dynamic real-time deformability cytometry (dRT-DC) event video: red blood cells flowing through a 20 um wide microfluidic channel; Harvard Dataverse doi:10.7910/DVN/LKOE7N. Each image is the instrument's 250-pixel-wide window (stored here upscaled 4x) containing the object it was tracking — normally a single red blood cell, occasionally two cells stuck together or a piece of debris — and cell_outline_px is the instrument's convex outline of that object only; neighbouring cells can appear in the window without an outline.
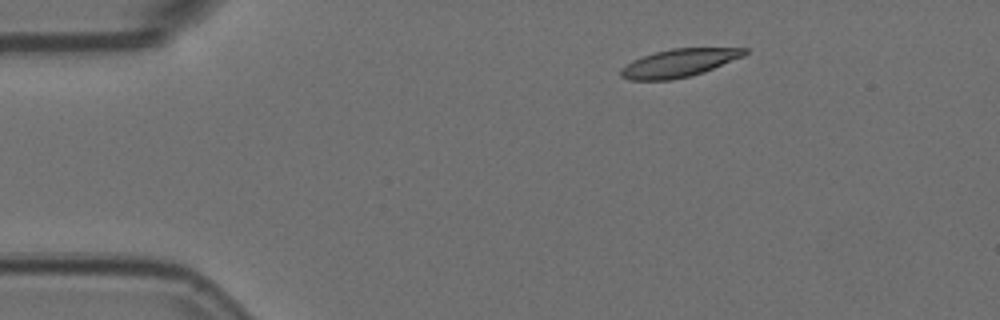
{"species": "Egyptian fruit bat (a non-hibernating species)", "species_latin": "Rousettus aegyptiacus", "temperature_condition": "room temperature", "stored_images_in_passage": 48, "camera_frame_rate_fps": 3000, "um_per_image_px": 0.085, "animal": {"sex": "female"}, "frame": {"image": 1, "passage_image": 1, "time_ms": 0.0, "image_size_px": [1000, 320], "cell_outline_px": [[748, 52], [744, 56], [704, 72], [672, 80], [628, 80], [620, 76], [620, 68], [632, 60], [656, 52], [672, 48], [748, 48]], "centroid_in_image_um": [57.7, 5.36], "position_along_channel_um": 27.3, "area_um2": 20.17}}
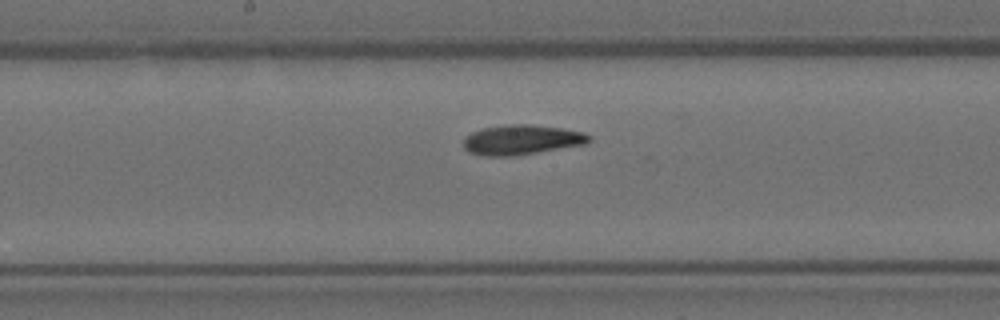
{"frame": {"image": 2, "passage_image": 21, "time_ms": 6.667, "image_size_px": [1000, 320], "cell_outline_px": [[592, 140], [588, 144], [512, 156], [484, 156], [468, 152], [464, 148], [464, 136], [472, 132], [484, 128], [504, 124], [532, 124], [560, 128], [584, 132], [592, 136]], "centroid_in_image_um": [44.36, 11.88], "position_along_channel_um": 203.8, "area_um2": 22.08}}
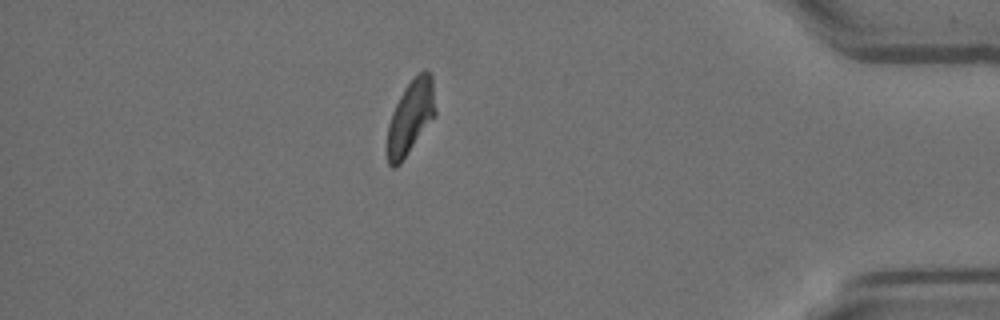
{"frame": {"image": 3, "passage_image": 41, "time_ms": 13.333, "image_size_px": [1000, 320], "cell_outline_px": [[436, 112], [400, 164], [396, 168], [392, 168], [388, 164], [388, 124], [392, 112], [404, 88], [424, 68], [432, 76]], "centroid_in_image_um": [34.89, 9.94], "position_along_channel_um": 400.3, "area_um2": 20.11}, "authors_computed_cell_mechanics": {"area_um2": 21.2126, "velocity_mm_per_s": 3.5768, "shape_relaxation_time_tau1_ms": 5.1952, "shape_relaxation_time_tau2_ms": 5.3947, "deformation_change_tau1": 0.161, "deformation_change_tau2": 0.1151}}